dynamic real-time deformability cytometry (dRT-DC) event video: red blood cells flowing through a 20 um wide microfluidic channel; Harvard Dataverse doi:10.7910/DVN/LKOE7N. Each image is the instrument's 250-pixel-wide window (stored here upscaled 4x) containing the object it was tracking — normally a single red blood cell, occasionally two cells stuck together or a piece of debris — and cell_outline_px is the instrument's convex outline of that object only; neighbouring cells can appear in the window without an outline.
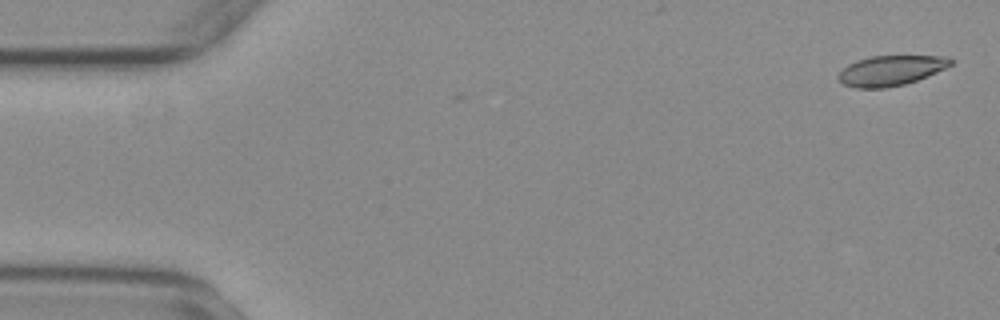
{"species": "common noctule bat (a hibernating species)", "species_latin": "Nyctalus noctula", "temperature_condition": "warm", "stored_images_in_passage": 3, "camera_frame_rate_fps": 3000, "um_per_image_px": 0.085, "animal": {"sex": "female", "body_mass_g": 29.2, "forearm_length_mm": 56.3}, "frame": {"image": 1, "passage_image": 1, "time_ms": 0.0, "image_size_px": [1000, 320], "cell_outline_px": [[956, 60], [952, 64], [928, 76], [904, 84], [884, 88], [856, 88], [844, 84], [836, 76], [848, 64], [856, 60], [868, 56], [948, 56]], "centroid_in_image_um": [75.73, 5.98], "position_along_channel_um": 9.3, "area_um2": 19.71}}